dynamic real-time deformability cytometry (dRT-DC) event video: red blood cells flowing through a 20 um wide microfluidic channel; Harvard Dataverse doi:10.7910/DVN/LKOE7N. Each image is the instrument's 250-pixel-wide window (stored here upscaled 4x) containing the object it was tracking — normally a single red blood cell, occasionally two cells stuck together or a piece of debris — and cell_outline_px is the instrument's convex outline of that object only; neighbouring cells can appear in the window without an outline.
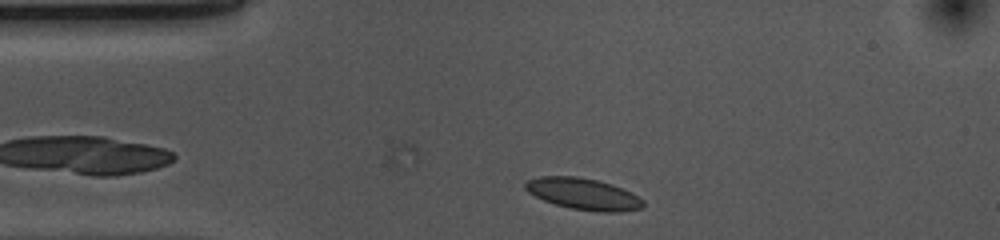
{"species": "common noctule bat (a hibernating species)", "species_latin": "Nyctalus noctula", "temperature_condition": "cold", "stored_images_in_passage": 16, "camera_frame_rate_fps": 3000, "um_per_image_px": 0.085, "animal": {"sex": "female", "body_mass_g": 10.0, "forearm_length_mm": 53.1}, "frame": {"image": 1, "passage_image": 2, "time_ms": 0.333, "image_size_px": [1000, 240], "cell_outline_px": [[644, 208], [620, 212], [600, 212], [572, 208], [556, 204], [544, 200], [528, 192], [524, 188], [524, 184], [528, 180], [540, 176], [576, 176], [596, 180], [612, 184], [632, 192], [644, 200]], "centroid_in_image_um": [49.62, 16.48], "position_along_channel_um": 35.4, "area_um2": 21.62}}
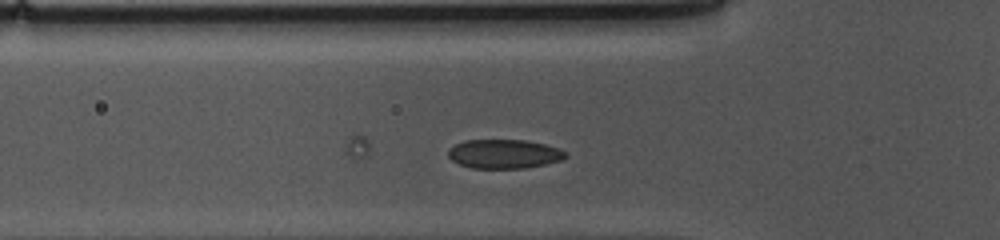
{"frame": {"image": 2, "passage_image": 8, "time_ms": 2.333, "image_size_px": [1000, 240], "cell_outline_px": [[568, 156], [560, 160], [544, 164], [524, 168], [472, 168], [460, 164], [452, 160], [448, 156], [448, 148], [464, 140], [524, 140], [544, 144], [560, 148], [568, 152]], "centroid_in_image_um": [42.85, 13.08], "position_along_channel_um": 82.9, "area_um2": 19.88}}
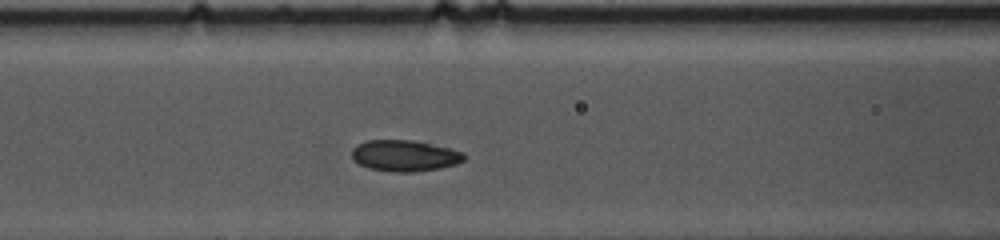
{"frame": {"image": 3, "passage_image": 12, "time_ms": 3.667, "image_size_px": [1000, 240], "cell_outline_px": [[468, 156], [464, 160], [456, 164], [440, 168], [412, 172], [396, 172], [368, 168], [352, 160], [352, 148], [356, 144], [368, 140], [412, 140], [452, 148], [464, 152]], "centroid_in_image_um": [34.41, 13.23], "position_along_channel_um": 132.2, "area_um2": 20.63}}